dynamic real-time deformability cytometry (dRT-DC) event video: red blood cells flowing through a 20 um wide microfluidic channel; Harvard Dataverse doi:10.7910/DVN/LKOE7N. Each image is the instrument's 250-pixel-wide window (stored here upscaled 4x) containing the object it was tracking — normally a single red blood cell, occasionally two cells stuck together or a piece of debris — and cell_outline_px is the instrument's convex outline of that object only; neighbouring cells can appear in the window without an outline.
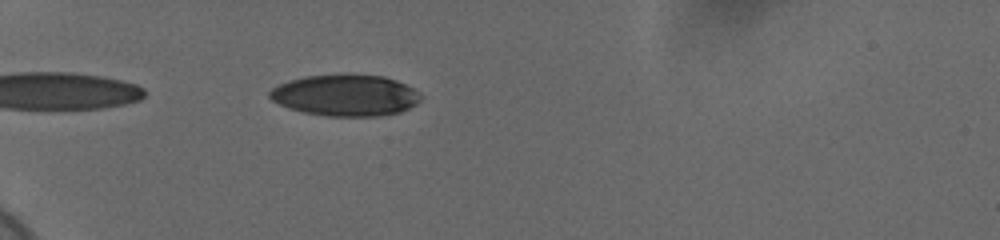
{"species": "human", "species_latin": "Homo sapiens", "temperature_condition": "cold", "stored_images_in_passage": 41, "camera_frame_rate_fps": 3000, "um_per_image_px": 0.085, "donor": {"sex": "female"}, "frame": {"image": 1, "passage_image": 3, "time_ms": 0.667, "image_size_px": [1000, 240], "cell_outline_px": [[424, 96], [416, 104], [400, 112], [380, 116], [328, 116], [304, 112], [288, 108], [272, 100], [268, 96], [268, 92], [272, 88], [280, 84], [304, 76], [384, 76], [396, 80], [420, 92]], "centroid_in_image_um": [29.39, 8.13], "position_along_channel_um": 55.6, "area_um2": 35.89}}
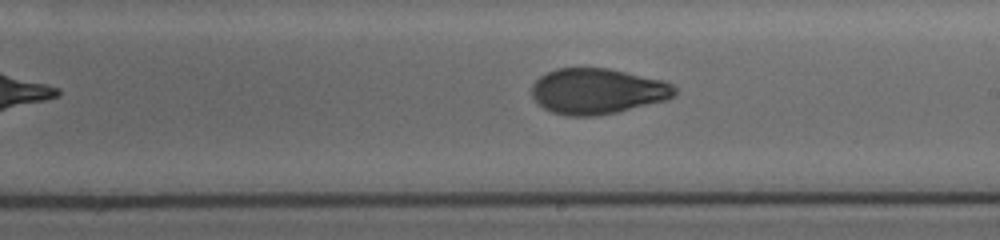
{"frame": {"image": 2, "passage_image": 20, "time_ms": 6.333, "image_size_px": [1000, 240], "cell_outline_px": [[676, 92], [668, 100], [616, 112], [596, 116], [568, 116], [552, 112], [544, 108], [532, 96], [532, 84], [540, 76], [556, 68], [608, 68], [664, 80], [672, 84], [676, 88]], "centroid_in_image_um": [50.79, 7.75], "position_along_channel_um": 238.2, "area_um2": 38.03}}
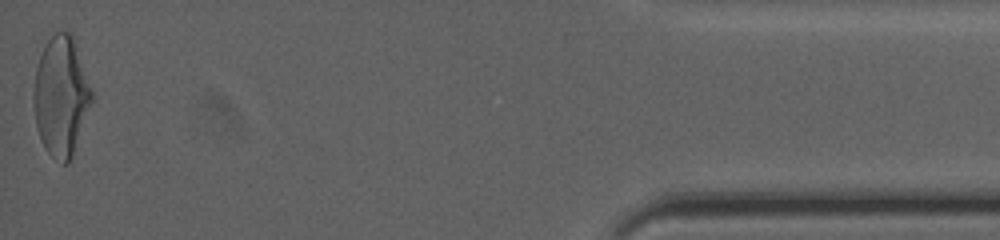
{"frame": {"image": 3, "passage_image": 41, "time_ms": 13.333, "image_size_px": [1000, 240], "cell_outline_px": [[92, 100], [72, 156], [68, 164], [64, 164], [52, 156], [44, 148], [36, 124], [36, 68], [40, 56], [48, 40], [56, 32], [72, 32], [76, 36], [92, 88]], "centroid_in_image_um": [5.25, 8.11], "position_along_channel_um": 429.9, "area_um2": 39.88}, "authors_computed_cell_mechanics": {"area_um2": 38.5526, "velocity_mm_per_s": 3.7124, "shape_relaxation_time_tau1_ms": 3.9319, "shape_relaxation_time_tau2_ms": 1.5083, "deformation_change_tau1": 0.1731, "deformation_change_tau2": 0.069}}